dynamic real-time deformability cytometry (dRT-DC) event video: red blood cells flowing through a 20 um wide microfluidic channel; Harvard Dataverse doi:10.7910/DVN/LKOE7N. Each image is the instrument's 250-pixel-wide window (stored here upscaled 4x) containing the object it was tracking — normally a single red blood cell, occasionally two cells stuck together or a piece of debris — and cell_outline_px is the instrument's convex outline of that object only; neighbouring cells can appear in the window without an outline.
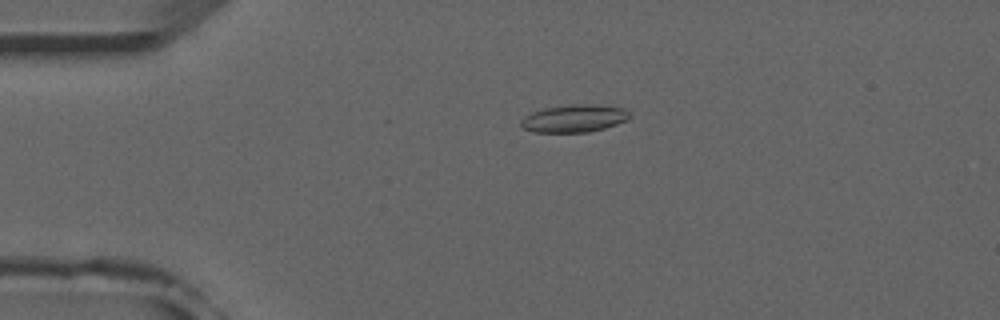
{"species": "common noctule bat (a hibernating species)", "species_latin": "Nyctalus noctula", "temperature_condition": "room temperature", "stored_images_in_passage": 53, "camera_frame_rate_fps": 3000, "um_per_image_px": 0.085, "animal": {"sex": "male", "forearm_length_mm": 52.5}, "frame": {"image": 1, "passage_image": 12, "time_ms": 3.667, "image_size_px": [1000, 320], "cell_outline_px": [[628, 120], [604, 128], [588, 132], [532, 132], [524, 128], [520, 124], [520, 120], [524, 116], [532, 112], [544, 108], [576, 104], [596, 104], [624, 108], [628, 112]], "centroid_in_image_um": [48.78, 10.06], "position_along_channel_um": 36.2, "area_um2": 17.4}}
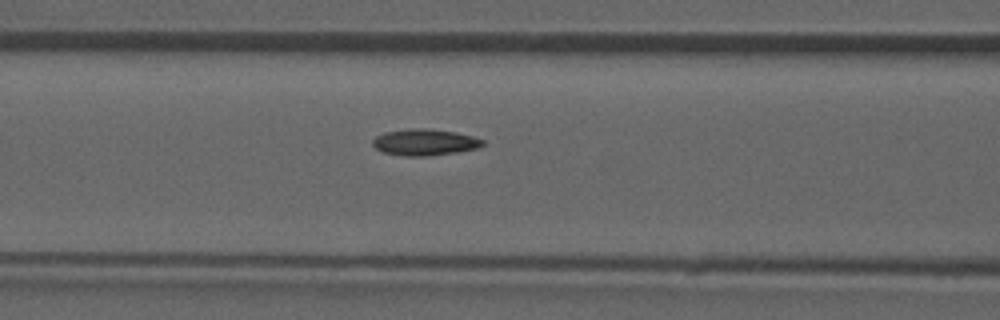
{"frame": {"image": 2, "passage_image": 22, "time_ms": 7.0, "image_size_px": [1000, 320], "cell_outline_px": [[484, 144], [476, 148], [460, 152], [428, 156], [404, 156], [384, 152], [376, 148], [372, 144], [372, 140], [376, 136], [384, 132], [408, 128], [428, 128], [456, 132], [472, 136], [484, 140]], "centroid_in_image_um": [36.1, 12.08], "position_along_channel_um": 130.5, "area_um2": 17.05}}
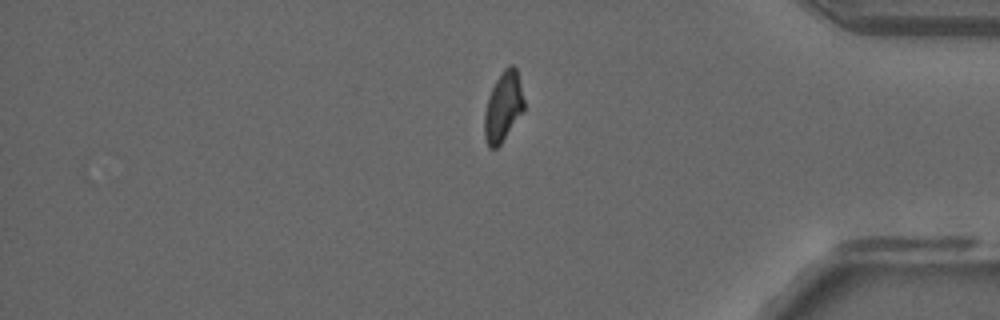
{"frame": {"image": 3, "passage_image": 44, "time_ms": 14.333, "image_size_px": [1000, 320], "cell_outline_px": [[524, 108], [500, 144], [496, 148], [488, 148], [484, 136], [484, 116], [488, 96], [496, 80], [504, 68], [508, 64], [512, 64], [516, 68], [524, 100]], "centroid_in_image_um": [42.74, 9.06], "position_along_channel_um": 392.5, "area_um2": 15.78}, "authors_computed_cell_mechanics": {"area_um2": 16.473, "velocity_mm_per_s": 3.9246, "shape_relaxation_time_tau1_ms": null, "shape_relaxation_time_tau2_ms": 3.3972, "deformation_change_tau1": null, "deformation_change_tau2": 0.091}}